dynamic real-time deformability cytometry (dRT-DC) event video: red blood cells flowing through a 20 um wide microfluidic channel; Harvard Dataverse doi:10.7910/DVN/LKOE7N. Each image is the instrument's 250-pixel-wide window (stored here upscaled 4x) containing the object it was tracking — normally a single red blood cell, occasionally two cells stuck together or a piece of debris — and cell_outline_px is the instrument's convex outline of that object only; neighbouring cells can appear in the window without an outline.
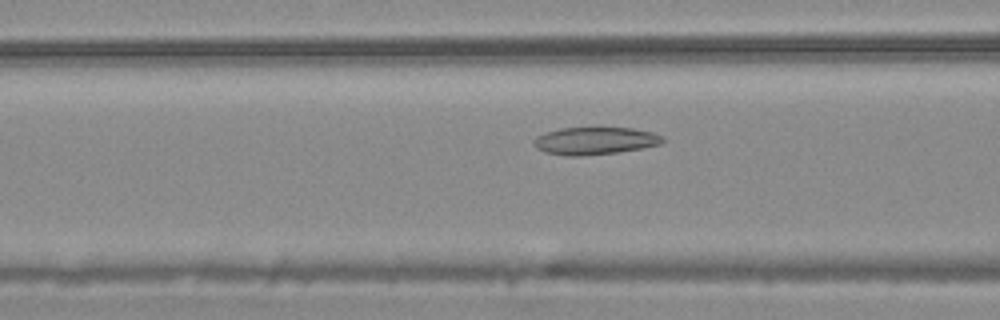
{"species": "common noctule bat (a hibernating species)", "species_latin": "Nyctalus noctula", "temperature_condition": "warm", "stored_images_in_passage": 55, "camera_frame_rate_fps": 3000, "um_per_image_px": 0.085, "animal": {"sex": "male", "body_mass_g": 20.4}, "frame": {"image": 1, "passage_image": 22, "time_ms": 7.0, "image_size_px": [1000, 320], "cell_outline_px": [[664, 140], [660, 144], [644, 148], [616, 152], [580, 156], [564, 156], [544, 152], [536, 148], [532, 144], [532, 140], [536, 136], [544, 132], [560, 128], [596, 124], [600, 124], [632, 128], [652, 132], [664, 136]], "centroid_in_image_um": [50.53, 11.91], "position_along_channel_um": 116.1, "area_um2": 21.91}}
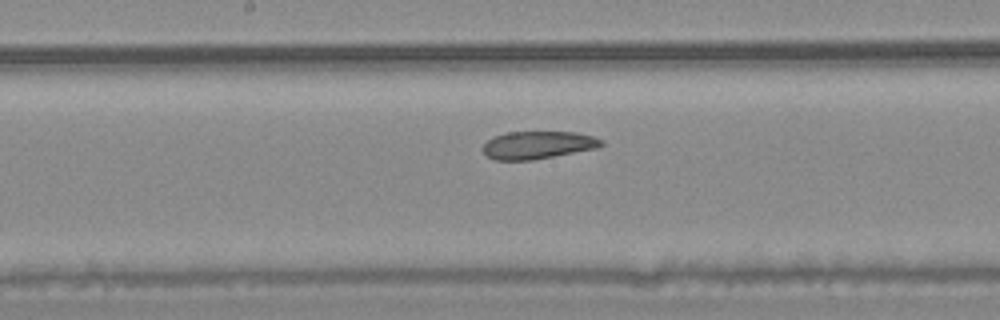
{"frame": {"image": 2, "passage_image": 29, "time_ms": 9.333, "image_size_px": [1000, 320], "cell_outline_px": [[604, 144], [596, 148], [532, 160], [496, 160], [488, 156], [480, 148], [492, 136], [508, 132], [576, 132], [592, 136], [600, 140]], "centroid_in_image_um": [45.66, 12.32], "position_along_channel_um": 202.5, "area_um2": 18.96}}
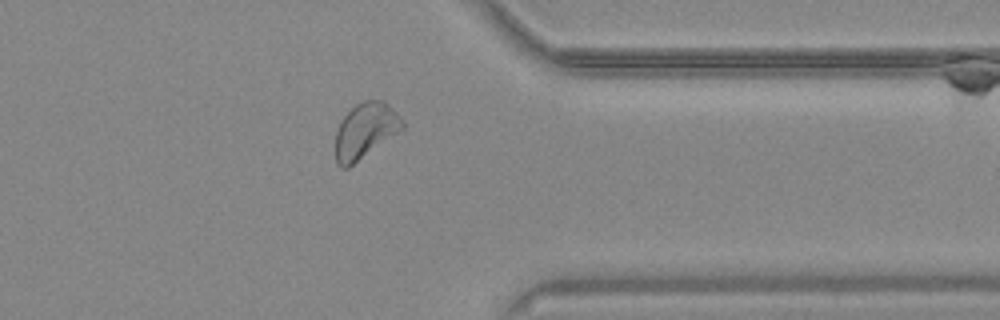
{"frame": {"image": 3, "passage_image": 44, "time_ms": 14.333, "image_size_px": [1000, 320], "cell_outline_px": [[404, 128], [348, 168], [340, 168], [336, 164], [336, 132], [344, 116], [356, 104], [364, 100], [384, 100], [396, 112], [404, 124]], "centroid_in_image_um": [31.04, 11.11], "position_along_channel_um": 380.4, "area_um2": 21.33}, "authors_computed_cell_mechanics": {"area_um2": 22.4842, "velocity_mm_per_s": 3.7127, "shape_relaxation_time_tau1_ms": null, "shape_relaxation_time_tau2_ms": 5.941, "deformation_change_tau1": null, "deformation_change_tau2": 0.125}}